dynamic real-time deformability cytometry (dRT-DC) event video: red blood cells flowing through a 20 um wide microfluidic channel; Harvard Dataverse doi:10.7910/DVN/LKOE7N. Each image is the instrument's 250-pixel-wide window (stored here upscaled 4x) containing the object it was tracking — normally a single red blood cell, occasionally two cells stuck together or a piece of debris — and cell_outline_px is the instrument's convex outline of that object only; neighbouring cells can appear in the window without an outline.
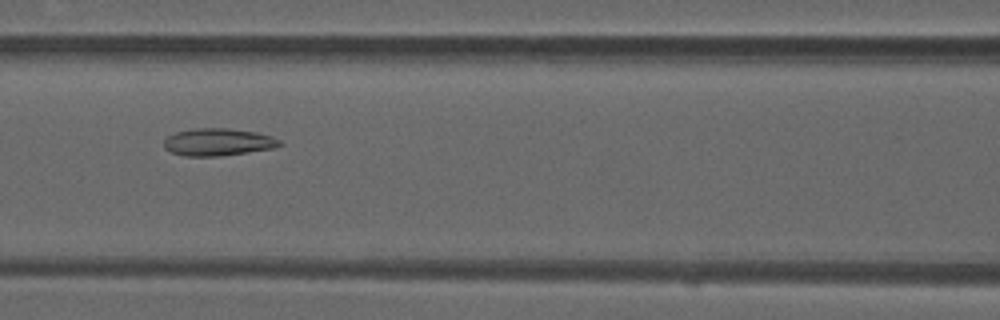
{"species": "common noctule bat (a hibernating species)", "species_latin": "Nyctalus noctula", "temperature_condition": "warm", "stored_images_in_passage": 42, "camera_frame_rate_fps": 3000, "um_per_image_px": 0.085, "animal": {"sex": "male", "forearm_length_mm": 52.5}, "frame": {"image": 1, "passage_image": 14, "time_ms": 4.333, "image_size_px": [1000, 320], "cell_outline_px": [[284, 144], [276, 148], [220, 156], [184, 156], [172, 152], [164, 148], [164, 140], [168, 136], [176, 132], [196, 128], [228, 128], [256, 132], [272, 136], [280, 140]], "centroid_in_image_um": [18.57, 12.08], "position_along_channel_um": 148.0, "area_um2": 18.55}}
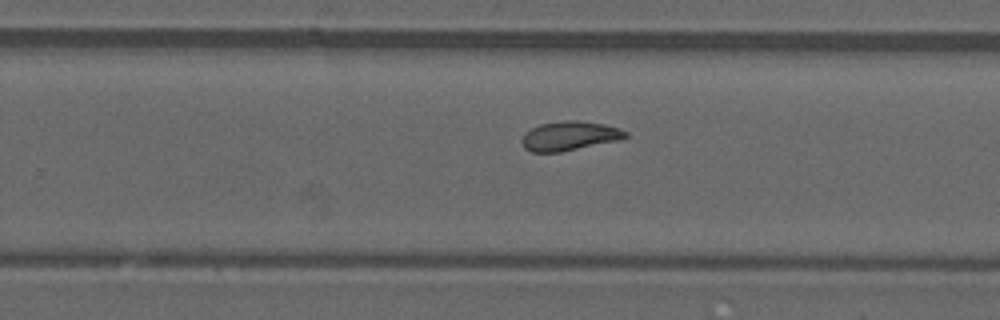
{"frame": {"image": 2, "passage_image": 24, "time_ms": 7.667, "image_size_px": [1000, 320], "cell_outline_px": [[628, 136], [624, 140], [560, 152], [532, 152], [524, 148], [524, 132], [540, 124], [564, 120], [576, 120], [604, 124], [620, 128], [628, 132]], "centroid_in_image_um": [48.49, 11.55], "position_along_channel_um": 281.3, "area_um2": 17.8}}
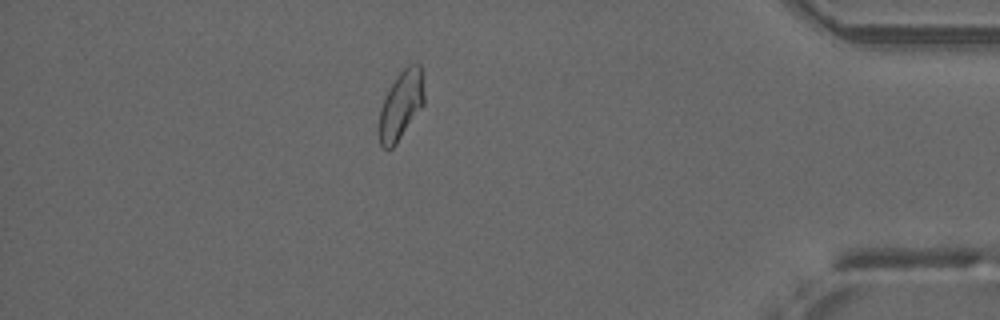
{"frame": {"image": 3, "passage_image": 36, "time_ms": 11.667, "image_size_px": [1000, 320], "cell_outline_px": [[424, 104], [396, 144], [392, 148], [384, 148], [380, 144], [380, 108], [384, 96], [400, 72], [408, 64], [420, 64], [424, 96]], "centroid_in_image_um": [34.09, 8.93], "position_along_channel_um": 401.1, "area_um2": 17.63}, "authors_computed_cell_mechanics": {"area_um2": 18.4093, "velocity_mm_per_s": 4.0297, "shape_relaxation_time_tau1_ms": null, "shape_relaxation_time_tau2_ms": 2.7871, "deformation_change_tau1": null, "deformation_change_tau2": 0.0938}}